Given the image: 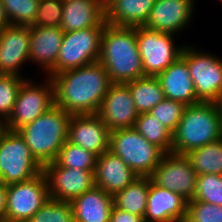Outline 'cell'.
<instances>
[{
    "label": "cell",
    "instance_id": "cell-1",
    "mask_svg": "<svg viewBox=\"0 0 222 222\" xmlns=\"http://www.w3.org/2000/svg\"><path fill=\"white\" fill-rule=\"evenodd\" d=\"M55 105L70 113H98L112 84L105 67L98 61L51 77Z\"/></svg>",
    "mask_w": 222,
    "mask_h": 222
},
{
    "label": "cell",
    "instance_id": "cell-2",
    "mask_svg": "<svg viewBox=\"0 0 222 222\" xmlns=\"http://www.w3.org/2000/svg\"><path fill=\"white\" fill-rule=\"evenodd\" d=\"M99 62L105 67L111 83L126 84L144 77L136 27L106 23L101 38Z\"/></svg>",
    "mask_w": 222,
    "mask_h": 222
},
{
    "label": "cell",
    "instance_id": "cell-3",
    "mask_svg": "<svg viewBox=\"0 0 222 222\" xmlns=\"http://www.w3.org/2000/svg\"><path fill=\"white\" fill-rule=\"evenodd\" d=\"M222 138V124L215 102H199L185 107L173 133L172 153L190 151Z\"/></svg>",
    "mask_w": 222,
    "mask_h": 222
},
{
    "label": "cell",
    "instance_id": "cell-4",
    "mask_svg": "<svg viewBox=\"0 0 222 222\" xmlns=\"http://www.w3.org/2000/svg\"><path fill=\"white\" fill-rule=\"evenodd\" d=\"M71 116L54 105L36 120L18 130L35 159L43 167L56 160L61 147L67 141Z\"/></svg>",
    "mask_w": 222,
    "mask_h": 222
},
{
    "label": "cell",
    "instance_id": "cell-5",
    "mask_svg": "<svg viewBox=\"0 0 222 222\" xmlns=\"http://www.w3.org/2000/svg\"><path fill=\"white\" fill-rule=\"evenodd\" d=\"M109 151L119 156L140 177H150L165 154L135 128L111 131Z\"/></svg>",
    "mask_w": 222,
    "mask_h": 222
},
{
    "label": "cell",
    "instance_id": "cell-6",
    "mask_svg": "<svg viewBox=\"0 0 222 222\" xmlns=\"http://www.w3.org/2000/svg\"><path fill=\"white\" fill-rule=\"evenodd\" d=\"M64 32L59 54L54 67L47 73L49 77L99 61L101 38L106 25Z\"/></svg>",
    "mask_w": 222,
    "mask_h": 222
},
{
    "label": "cell",
    "instance_id": "cell-7",
    "mask_svg": "<svg viewBox=\"0 0 222 222\" xmlns=\"http://www.w3.org/2000/svg\"><path fill=\"white\" fill-rule=\"evenodd\" d=\"M43 172L18 131L7 130L0 140V181L11 185L32 179Z\"/></svg>",
    "mask_w": 222,
    "mask_h": 222
},
{
    "label": "cell",
    "instance_id": "cell-8",
    "mask_svg": "<svg viewBox=\"0 0 222 222\" xmlns=\"http://www.w3.org/2000/svg\"><path fill=\"white\" fill-rule=\"evenodd\" d=\"M185 46L181 57L186 61L197 98L215 102L222 94V59Z\"/></svg>",
    "mask_w": 222,
    "mask_h": 222
},
{
    "label": "cell",
    "instance_id": "cell-9",
    "mask_svg": "<svg viewBox=\"0 0 222 222\" xmlns=\"http://www.w3.org/2000/svg\"><path fill=\"white\" fill-rule=\"evenodd\" d=\"M5 222H27L49 199L44 172L30 180L7 185Z\"/></svg>",
    "mask_w": 222,
    "mask_h": 222
},
{
    "label": "cell",
    "instance_id": "cell-10",
    "mask_svg": "<svg viewBox=\"0 0 222 222\" xmlns=\"http://www.w3.org/2000/svg\"><path fill=\"white\" fill-rule=\"evenodd\" d=\"M136 40L142 59L144 76H157L182 54L184 46H175L173 35L136 27Z\"/></svg>",
    "mask_w": 222,
    "mask_h": 222
},
{
    "label": "cell",
    "instance_id": "cell-11",
    "mask_svg": "<svg viewBox=\"0 0 222 222\" xmlns=\"http://www.w3.org/2000/svg\"><path fill=\"white\" fill-rule=\"evenodd\" d=\"M43 86L25 78L20 87L13 112L6 121L7 128L18 131L24 125L33 122L55 105L54 85L51 77Z\"/></svg>",
    "mask_w": 222,
    "mask_h": 222
},
{
    "label": "cell",
    "instance_id": "cell-12",
    "mask_svg": "<svg viewBox=\"0 0 222 222\" xmlns=\"http://www.w3.org/2000/svg\"><path fill=\"white\" fill-rule=\"evenodd\" d=\"M197 176L186 155L171 152L163 155L150 178L158 186L176 192L189 202L195 194Z\"/></svg>",
    "mask_w": 222,
    "mask_h": 222
},
{
    "label": "cell",
    "instance_id": "cell-13",
    "mask_svg": "<svg viewBox=\"0 0 222 222\" xmlns=\"http://www.w3.org/2000/svg\"><path fill=\"white\" fill-rule=\"evenodd\" d=\"M48 183L49 198L71 202L91 190L94 184V171L65 168L55 161L43 167Z\"/></svg>",
    "mask_w": 222,
    "mask_h": 222
},
{
    "label": "cell",
    "instance_id": "cell-14",
    "mask_svg": "<svg viewBox=\"0 0 222 222\" xmlns=\"http://www.w3.org/2000/svg\"><path fill=\"white\" fill-rule=\"evenodd\" d=\"M110 131L133 128L138 111L127 84L112 83L97 113Z\"/></svg>",
    "mask_w": 222,
    "mask_h": 222
},
{
    "label": "cell",
    "instance_id": "cell-15",
    "mask_svg": "<svg viewBox=\"0 0 222 222\" xmlns=\"http://www.w3.org/2000/svg\"><path fill=\"white\" fill-rule=\"evenodd\" d=\"M110 132L97 113L75 114L69 120L67 141L98 157L109 150Z\"/></svg>",
    "mask_w": 222,
    "mask_h": 222
},
{
    "label": "cell",
    "instance_id": "cell-16",
    "mask_svg": "<svg viewBox=\"0 0 222 222\" xmlns=\"http://www.w3.org/2000/svg\"><path fill=\"white\" fill-rule=\"evenodd\" d=\"M195 0H156L144 27L175 35L190 23Z\"/></svg>",
    "mask_w": 222,
    "mask_h": 222
},
{
    "label": "cell",
    "instance_id": "cell-17",
    "mask_svg": "<svg viewBox=\"0 0 222 222\" xmlns=\"http://www.w3.org/2000/svg\"><path fill=\"white\" fill-rule=\"evenodd\" d=\"M30 26L8 25L0 31V73L20 75L29 61ZM19 72V73H18Z\"/></svg>",
    "mask_w": 222,
    "mask_h": 222
},
{
    "label": "cell",
    "instance_id": "cell-18",
    "mask_svg": "<svg viewBox=\"0 0 222 222\" xmlns=\"http://www.w3.org/2000/svg\"><path fill=\"white\" fill-rule=\"evenodd\" d=\"M188 201L181 195L158 186L150 178L144 222H184Z\"/></svg>",
    "mask_w": 222,
    "mask_h": 222
},
{
    "label": "cell",
    "instance_id": "cell-19",
    "mask_svg": "<svg viewBox=\"0 0 222 222\" xmlns=\"http://www.w3.org/2000/svg\"><path fill=\"white\" fill-rule=\"evenodd\" d=\"M138 177L140 176L128 167L119 156L109 150L96 158L94 184L109 195L114 196Z\"/></svg>",
    "mask_w": 222,
    "mask_h": 222
},
{
    "label": "cell",
    "instance_id": "cell-20",
    "mask_svg": "<svg viewBox=\"0 0 222 222\" xmlns=\"http://www.w3.org/2000/svg\"><path fill=\"white\" fill-rule=\"evenodd\" d=\"M166 99L189 106L201 102L194 88L186 61L180 57L167 69L156 76Z\"/></svg>",
    "mask_w": 222,
    "mask_h": 222
},
{
    "label": "cell",
    "instance_id": "cell-21",
    "mask_svg": "<svg viewBox=\"0 0 222 222\" xmlns=\"http://www.w3.org/2000/svg\"><path fill=\"white\" fill-rule=\"evenodd\" d=\"M105 20V0H63L64 32L95 27Z\"/></svg>",
    "mask_w": 222,
    "mask_h": 222
},
{
    "label": "cell",
    "instance_id": "cell-22",
    "mask_svg": "<svg viewBox=\"0 0 222 222\" xmlns=\"http://www.w3.org/2000/svg\"><path fill=\"white\" fill-rule=\"evenodd\" d=\"M63 35L61 27L30 26L29 61L40 64L48 73L57 61Z\"/></svg>",
    "mask_w": 222,
    "mask_h": 222
},
{
    "label": "cell",
    "instance_id": "cell-23",
    "mask_svg": "<svg viewBox=\"0 0 222 222\" xmlns=\"http://www.w3.org/2000/svg\"><path fill=\"white\" fill-rule=\"evenodd\" d=\"M156 0H105V20L110 25L143 27Z\"/></svg>",
    "mask_w": 222,
    "mask_h": 222
},
{
    "label": "cell",
    "instance_id": "cell-24",
    "mask_svg": "<svg viewBox=\"0 0 222 222\" xmlns=\"http://www.w3.org/2000/svg\"><path fill=\"white\" fill-rule=\"evenodd\" d=\"M75 222H109L113 196L94 186L71 202Z\"/></svg>",
    "mask_w": 222,
    "mask_h": 222
},
{
    "label": "cell",
    "instance_id": "cell-25",
    "mask_svg": "<svg viewBox=\"0 0 222 222\" xmlns=\"http://www.w3.org/2000/svg\"><path fill=\"white\" fill-rule=\"evenodd\" d=\"M150 177H138L113 196L116 208L144 218L147 209Z\"/></svg>",
    "mask_w": 222,
    "mask_h": 222
},
{
    "label": "cell",
    "instance_id": "cell-26",
    "mask_svg": "<svg viewBox=\"0 0 222 222\" xmlns=\"http://www.w3.org/2000/svg\"><path fill=\"white\" fill-rule=\"evenodd\" d=\"M139 114L149 113L165 99V94L156 76H144L126 83Z\"/></svg>",
    "mask_w": 222,
    "mask_h": 222
},
{
    "label": "cell",
    "instance_id": "cell-27",
    "mask_svg": "<svg viewBox=\"0 0 222 222\" xmlns=\"http://www.w3.org/2000/svg\"><path fill=\"white\" fill-rule=\"evenodd\" d=\"M197 175H222V138L186 154Z\"/></svg>",
    "mask_w": 222,
    "mask_h": 222
},
{
    "label": "cell",
    "instance_id": "cell-28",
    "mask_svg": "<svg viewBox=\"0 0 222 222\" xmlns=\"http://www.w3.org/2000/svg\"><path fill=\"white\" fill-rule=\"evenodd\" d=\"M133 128L148 142L157 145L165 153L172 152L173 133L150 113L139 114Z\"/></svg>",
    "mask_w": 222,
    "mask_h": 222
},
{
    "label": "cell",
    "instance_id": "cell-29",
    "mask_svg": "<svg viewBox=\"0 0 222 222\" xmlns=\"http://www.w3.org/2000/svg\"><path fill=\"white\" fill-rule=\"evenodd\" d=\"M97 156L69 141L61 147L55 162L65 168L95 171Z\"/></svg>",
    "mask_w": 222,
    "mask_h": 222
},
{
    "label": "cell",
    "instance_id": "cell-30",
    "mask_svg": "<svg viewBox=\"0 0 222 222\" xmlns=\"http://www.w3.org/2000/svg\"><path fill=\"white\" fill-rule=\"evenodd\" d=\"M10 25L32 26L37 10L38 0H1Z\"/></svg>",
    "mask_w": 222,
    "mask_h": 222
},
{
    "label": "cell",
    "instance_id": "cell-31",
    "mask_svg": "<svg viewBox=\"0 0 222 222\" xmlns=\"http://www.w3.org/2000/svg\"><path fill=\"white\" fill-rule=\"evenodd\" d=\"M24 80L23 76L0 73V119L7 121L11 116Z\"/></svg>",
    "mask_w": 222,
    "mask_h": 222
},
{
    "label": "cell",
    "instance_id": "cell-32",
    "mask_svg": "<svg viewBox=\"0 0 222 222\" xmlns=\"http://www.w3.org/2000/svg\"><path fill=\"white\" fill-rule=\"evenodd\" d=\"M27 222H75L72 205L49 198Z\"/></svg>",
    "mask_w": 222,
    "mask_h": 222
},
{
    "label": "cell",
    "instance_id": "cell-33",
    "mask_svg": "<svg viewBox=\"0 0 222 222\" xmlns=\"http://www.w3.org/2000/svg\"><path fill=\"white\" fill-rule=\"evenodd\" d=\"M192 200H199L222 206V175H198L195 194Z\"/></svg>",
    "mask_w": 222,
    "mask_h": 222
},
{
    "label": "cell",
    "instance_id": "cell-34",
    "mask_svg": "<svg viewBox=\"0 0 222 222\" xmlns=\"http://www.w3.org/2000/svg\"><path fill=\"white\" fill-rule=\"evenodd\" d=\"M186 105L170 99H164L149 113L156 117L163 126L174 133L180 123Z\"/></svg>",
    "mask_w": 222,
    "mask_h": 222
},
{
    "label": "cell",
    "instance_id": "cell-35",
    "mask_svg": "<svg viewBox=\"0 0 222 222\" xmlns=\"http://www.w3.org/2000/svg\"><path fill=\"white\" fill-rule=\"evenodd\" d=\"M184 222H222V206L199 200L187 203Z\"/></svg>",
    "mask_w": 222,
    "mask_h": 222
},
{
    "label": "cell",
    "instance_id": "cell-36",
    "mask_svg": "<svg viewBox=\"0 0 222 222\" xmlns=\"http://www.w3.org/2000/svg\"><path fill=\"white\" fill-rule=\"evenodd\" d=\"M63 0H39L37 16L32 26L61 27Z\"/></svg>",
    "mask_w": 222,
    "mask_h": 222
},
{
    "label": "cell",
    "instance_id": "cell-37",
    "mask_svg": "<svg viewBox=\"0 0 222 222\" xmlns=\"http://www.w3.org/2000/svg\"><path fill=\"white\" fill-rule=\"evenodd\" d=\"M109 222H144L141 216L123 211L115 206L112 209Z\"/></svg>",
    "mask_w": 222,
    "mask_h": 222
},
{
    "label": "cell",
    "instance_id": "cell-38",
    "mask_svg": "<svg viewBox=\"0 0 222 222\" xmlns=\"http://www.w3.org/2000/svg\"><path fill=\"white\" fill-rule=\"evenodd\" d=\"M7 185L0 181V222H5Z\"/></svg>",
    "mask_w": 222,
    "mask_h": 222
},
{
    "label": "cell",
    "instance_id": "cell-39",
    "mask_svg": "<svg viewBox=\"0 0 222 222\" xmlns=\"http://www.w3.org/2000/svg\"><path fill=\"white\" fill-rule=\"evenodd\" d=\"M8 25H10V22L6 16L5 9L0 0V31Z\"/></svg>",
    "mask_w": 222,
    "mask_h": 222
},
{
    "label": "cell",
    "instance_id": "cell-40",
    "mask_svg": "<svg viewBox=\"0 0 222 222\" xmlns=\"http://www.w3.org/2000/svg\"><path fill=\"white\" fill-rule=\"evenodd\" d=\"M8 130L6 121L3 119H0V140L3 137V135L6 133Z\"/></svg>",
    "mask_w": 222,
    "mask_h": 222
},
{
    "label": "cell",
    "instance_id": "cell-41",
    "mask_svg": "<svg viewBox=\"0 0 222 222\" xmlns=\"http://www.w3.org/2000/svg\"><path fill=\"white\" fill-rule=\"evenodd\" d=\"M215 103H216L217 109L219 110L220 121H221V124H222V94L215 101Z\"/></svg>",
    "mask_w": 222,
    "mask_h": 222
}]
</instances>
